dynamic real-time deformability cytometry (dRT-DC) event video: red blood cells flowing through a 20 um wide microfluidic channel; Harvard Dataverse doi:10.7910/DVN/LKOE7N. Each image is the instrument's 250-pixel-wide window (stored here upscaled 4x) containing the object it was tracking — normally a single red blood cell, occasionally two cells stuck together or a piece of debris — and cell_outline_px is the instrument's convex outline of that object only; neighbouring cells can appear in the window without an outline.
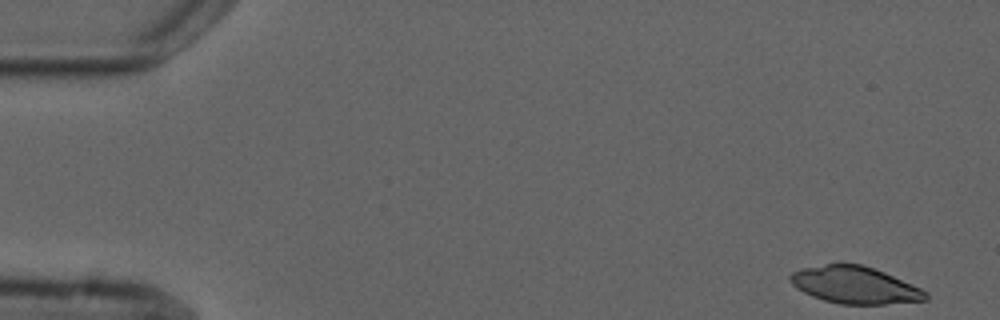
{"species": "common noctule bat (a hibernating species)", "species_latin": "Nyctalus noctula", "temperature_condition": "cold", "stored_images_in_passage": 4, "camera_frame_rate_fps": 3000, "um_per_image_px": 0.085, "animal": {"sex": "male", "forearm_length_mm": 52.5}, "frame": {"image": 1, "passage_image": 1, "time_ms": 0.0, "image_size_px": [1000, 320], "cell_outline_px": [[928, 300], [884, 304], [840, 304], [824, 300], [812, 296], [796, 288], [788, 280], [788, 276], [792, 272], [800, 268], [840, 260], [864, 264], [884, 272], [912, 284], [928, 292]], "centroid_in_image_um": [72.61, 24.18], "position_along_channel_um": 12.4, "area_um2": 30.06}}